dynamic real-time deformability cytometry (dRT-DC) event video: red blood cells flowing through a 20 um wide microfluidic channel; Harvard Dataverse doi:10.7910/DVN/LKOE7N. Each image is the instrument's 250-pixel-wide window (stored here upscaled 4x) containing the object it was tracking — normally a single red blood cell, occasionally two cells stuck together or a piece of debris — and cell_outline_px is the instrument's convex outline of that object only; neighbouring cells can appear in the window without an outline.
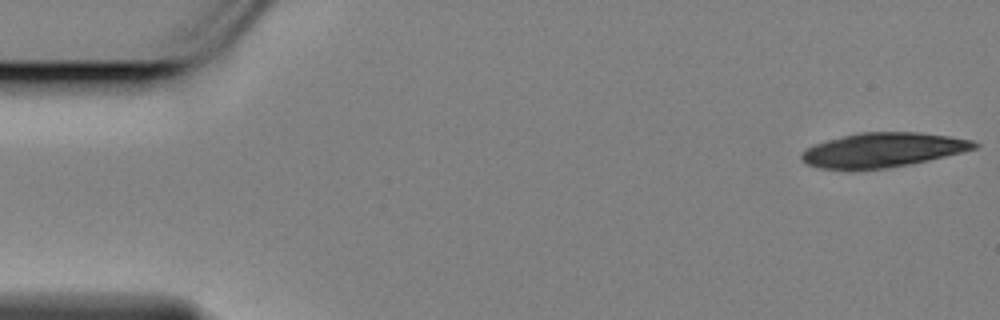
{"species": "Egyptian fruit bat (a non-hibernating species)", "species_latin": "Rousettus aegyptiacus", "temperature_condition": "cold", "stored_images_in_passage": 31, "camera_frame_rate_fps": 3000, "um_per_image_px": 0.085, "animal": {"sex": "female"}, "frame": {"image": 1, "passage_image": 1, "time_ms": 0.0, "image_size_px": [1000, 320], "cell_outline_px": [[980, 144], [976, 148], [928, 160], [888, 168], [820, 168], [808, 164], [800, 160], [800, 152], [804, 148], [812, 144], [856, 132], [920, 132], [948, 136], [972, 140]], "centroid_in_image_um": [74.98, 12.72], "position_along_channel_um": 10.0, "area_um2": 34.39}}
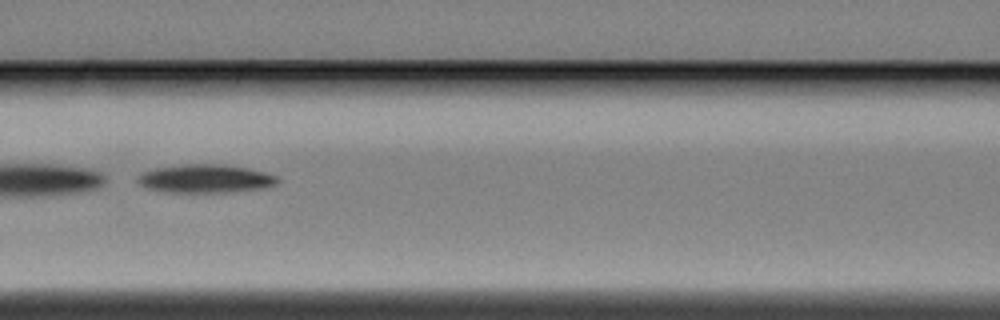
{"frame": {"image": 2, "passage_image": 24, "time_ms": 7.667, "image_size_px": [1000, 320], "cell_outline_px": [[280, 180], [276, 184], [264, 188], [228, 192], [164, 192], [148, 188], [140, 184], [136, 180], [136, 176], [140, 172], [156, 168], [180, 164], [220, 164], [248, 168], [264, 172], [276, 176]], "centroid_in_image_um": [17.42, 15.18], "position_along_channel_um": 149.2, "area_um2": 23.24}}